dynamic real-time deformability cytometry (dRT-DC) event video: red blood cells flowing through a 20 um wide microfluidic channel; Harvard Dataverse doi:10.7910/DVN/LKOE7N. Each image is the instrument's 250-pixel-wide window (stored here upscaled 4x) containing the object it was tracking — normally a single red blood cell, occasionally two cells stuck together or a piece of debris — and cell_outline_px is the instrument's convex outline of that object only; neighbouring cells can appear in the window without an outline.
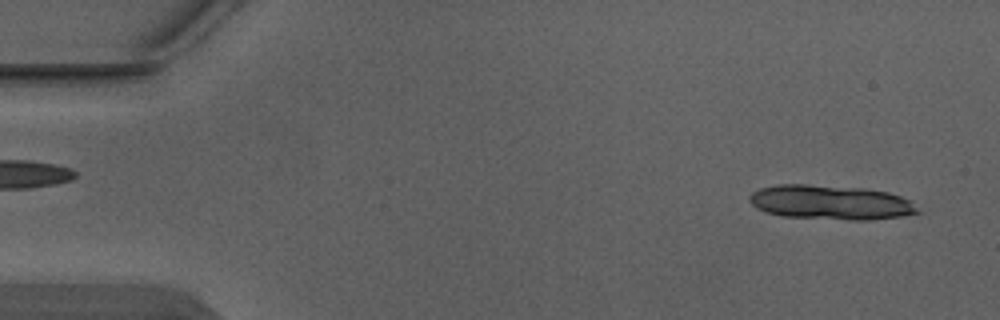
{"species": "Egyptian fruit bat (a non-hibernating species)", "species_latin": "Rousettus aegyptiacus", "temperature_condition": "warm", "stored_images_in_passage": 4, "camera_frame_rate_fps": 3000, "um_per_image_px": 0.085, "animal": {"sex": "male"}, "frame": {"image": 1, "passage_image": 1, "time_ms": 0.0, "image_size_px": [1000, 320], "cell_outline_px": [[924, 212], [904, 216], [868, 220], [852, 220], [784, 216], [768, 212], [756, 208], [748, 200], [752, 192], [760, 188], [776, 184], [804, 184], [864, 188], [888, 192], [900, 196], [908, 200]], "centroid_in_image_um": [70.63, 17.2], "position_along_channel_um": 14.4, "area_um2": 33.87}}